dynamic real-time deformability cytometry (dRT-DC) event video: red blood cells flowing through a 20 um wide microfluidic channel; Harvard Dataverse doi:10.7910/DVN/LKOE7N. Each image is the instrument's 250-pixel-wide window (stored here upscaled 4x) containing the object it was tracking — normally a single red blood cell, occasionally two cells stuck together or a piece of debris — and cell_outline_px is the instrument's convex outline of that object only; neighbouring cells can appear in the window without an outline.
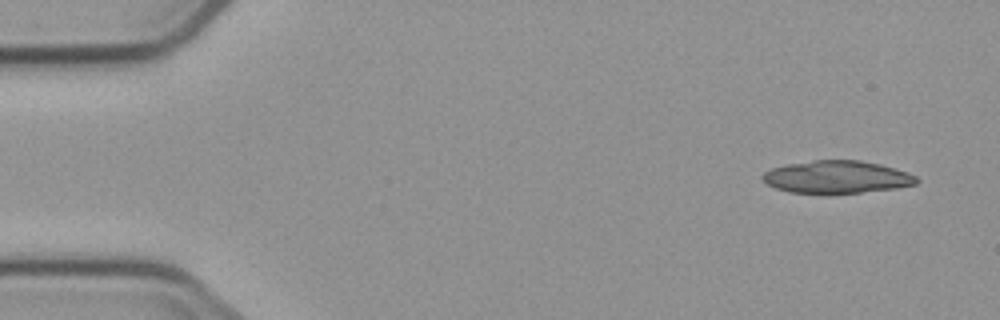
{"species": "common noctule bat (a hibernating species)", "species_latin": "Nyctalus noctula", "temperature_condition": "cold", "stored_images_in_passage": 9, "camera_frame_rate_fps": 3000, "um_per_image_px": 0.085, "animal": {"sex": "male", "body_mass_g": 23.1, "forearm_length_mm": 52.7}, "frame": {"image": 1, "passage_image": 1, "time_ms": 0.0, "image_size_px": [1000, 320], "cell_outline_px": [[920, 180], [916, 184], [896, 188], [828, 196], [788, 192], [776, 188], [768, 184], [760, 176], [764, 172], [772, 168], [788, 164], [812, 160], [860, 160], [880, 164], [908, 172], [916, 176]], "centroid_in_image_um": [71.12, 15.08], "position_along_channel_um": 13.9, "area_um2": 29.94}}
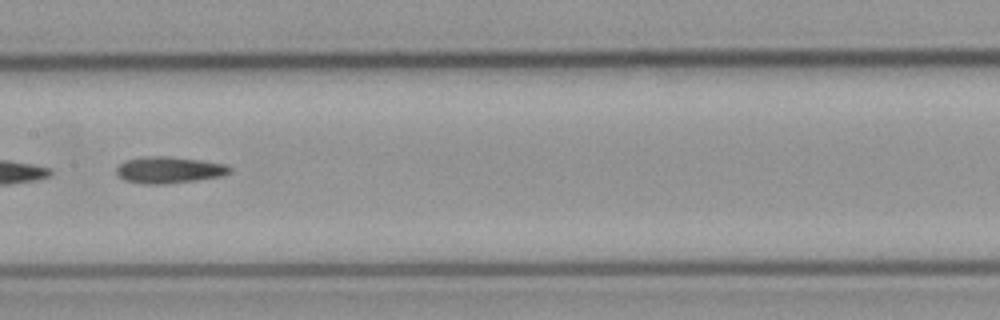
{"frame": {"image": 2, "passage_image": 8, "time_ms": 8.0, "image_size_px": [1000, 320], "cell_outline_px": [[232, 172], [224, 176], [168, 184], [144, 184], [124, 180], [116, 176], [116, 168], [124, 160], [144, 156], [164, 156], [200, 160], [224, 164], [232, 168]], "centroid_in_image_um": [14.35, 14.45], "position_along_channel_um": 193.1, "area_um2": 17.74}}
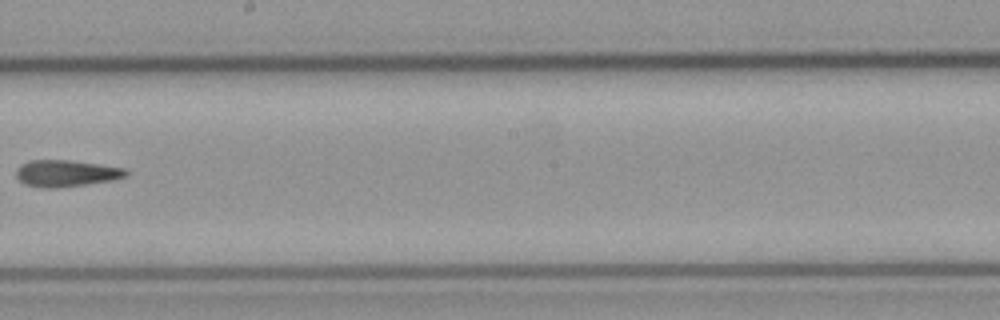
{"frame": {"image": 3, "passage_image": 9, "time_ms": 9.333, "image_size_px": [1000, 320], "cell_outline_px": [[128, 172], [124, 176], [112, 180], [56, 188], [44, 188], [24, 184], [16, 176], [16, 168], [20, 164], [28, 160], [68, 160], [124, 168]], "centroid_in_image_um": [5.54, 14.73], "position_along_channel_um": 242.7, "area_um2": 16.82}}